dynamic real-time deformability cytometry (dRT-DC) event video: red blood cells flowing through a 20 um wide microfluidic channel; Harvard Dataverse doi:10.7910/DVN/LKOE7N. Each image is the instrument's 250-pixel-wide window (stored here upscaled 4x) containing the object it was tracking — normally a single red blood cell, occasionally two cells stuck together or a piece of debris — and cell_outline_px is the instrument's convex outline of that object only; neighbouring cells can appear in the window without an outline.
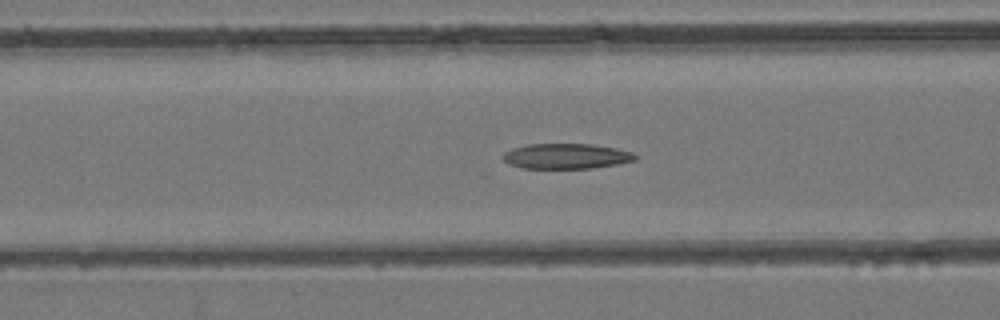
{"species": "common noctule bat (a hibernating species)", "species_latin": "Nyctalus noctula", "temperature_condition": "room temperature", "stored_images_in_passage": 36, "camera_frame_rate_fps": 3000, "um_per_image_px": 0.085, "animal": {"sex": "female", "body_mass_g": 24.6, "forearm_length_mm": 56.2}, "frame": {"image": 1, "passage_image": 16, "time_ms": 5.0, "image_size_px": [1000, 320], "cell_outline_px": [[640, 156], [636, 160], [616, 164], [592, 168], [524, 168], [508, 164], [500, 156], [504, 152], [512, 148], [524, 144], [592, 144], [616, 148], [632, 152]], "centroid_in_image_um": [48.12, 13.27], "position_along_channel_um": 118.5, "area_um2": 19.65}}
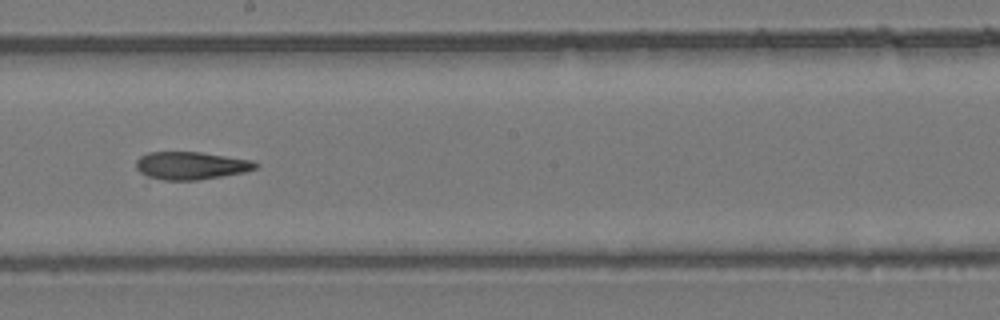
{"frame": {"image": 2, "passage_image": 24, "time_ms": 7.667, "image_size_px": [1000, 320], "cell_outline_px": [[260, 164], [256, 168], [244, 172], [196, 180], [164, 180], [148, 176], [140, 172], [136, 168], [136, 160], [140, 156], [148, 152], [200, 152], [252, 160]], "centroid_in_image_um": [16.22, 14.07], "position_along_channel_um": 232.0, "area_um2": 19.19}}
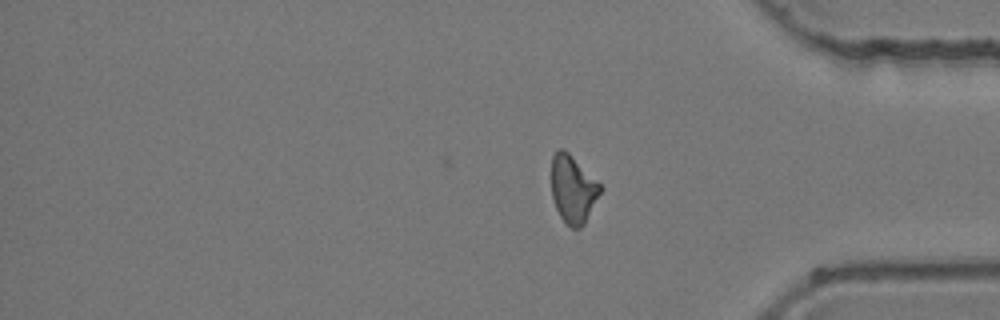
{"frame": {"image": 3, "passage_image": 36, "time_ms": 11.667, "image_size_px": [1000, 320], "cell_outline_px": [[604, 188], [584, 224], [580, 228], [572, 228], [560, 216], [556, 208], [552, 196], [552, 156], [560, 148], [564, 148]], "centroid_in_image_um": [48.72, 16.08], "position_along_channel_um": 386.5, "area_um2": 19.07}}